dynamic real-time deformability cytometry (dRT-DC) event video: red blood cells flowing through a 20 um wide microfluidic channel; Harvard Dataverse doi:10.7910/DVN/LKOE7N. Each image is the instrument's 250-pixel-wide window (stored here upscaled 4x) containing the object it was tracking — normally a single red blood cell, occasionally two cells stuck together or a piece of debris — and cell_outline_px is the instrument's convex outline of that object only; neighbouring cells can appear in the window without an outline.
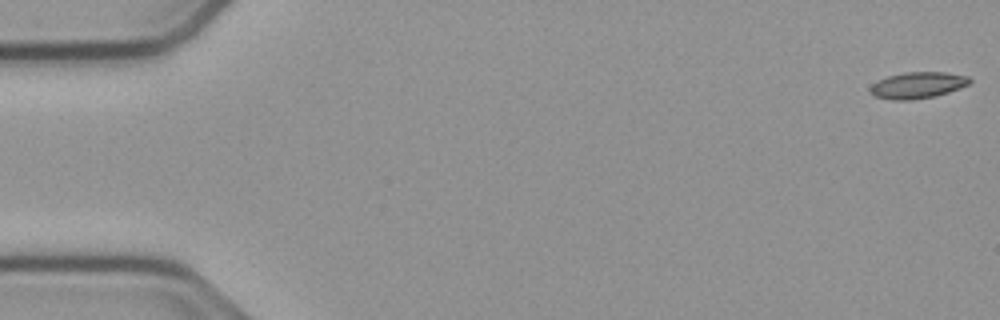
{"species": "common noctule bat (a hibernating species)", "species_latin": "Nyctalus noctula", "temperature_condition": "cold", "stored_images_in_passage": 55, "camera_frame_rate_fps": 3000, "um_per_image_px": 0.085, "animal": {"sex": "male", "body_mass_g": 23.1, "forearm_length_mm": 52.7}, "frame": {"image": 1, "passage_image": 1, "time_ms": 0.0, "image_size_px": [1000, 320], "cell_outline_px": [[972, 80], [968, 84], [960, 88], [936, 96], [912, 100], [892, 100], [876, 96], [868, 88], [872, 84], [888, 76], [904, 72], [944, 72], [968, 76]], "centroid_in_image_um": [78.02, 7.24], "position_along_channel_um": 7.0, "area_um2": 15.2}}
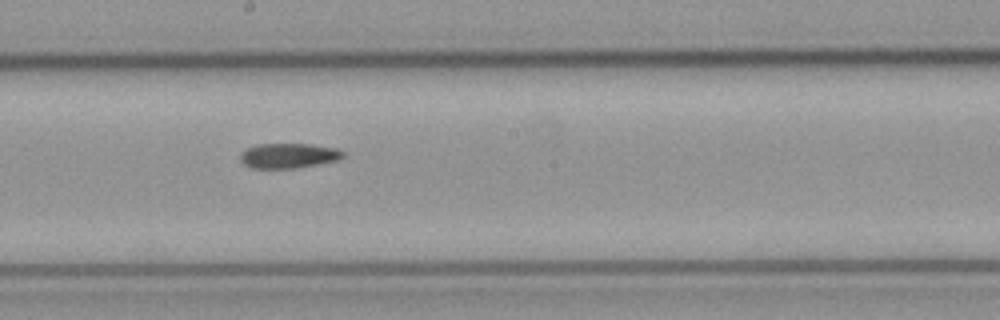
{"frame": {"image": 2, "passage_image": 30, "time_ms": 9.667, "image_size_px": [1000, 320], "cell_outline_px": [[344, 156], [336, 160], [296, 168], [252, 168], [244, 164], [240, 160], [240, 152], [256, 144], [312, 144], [336, 148], [344, 152]], "centroid_in_image_um": [24.49, 13.22], "position_along_channel_um": 223.7, "area_um2": 14.85}}
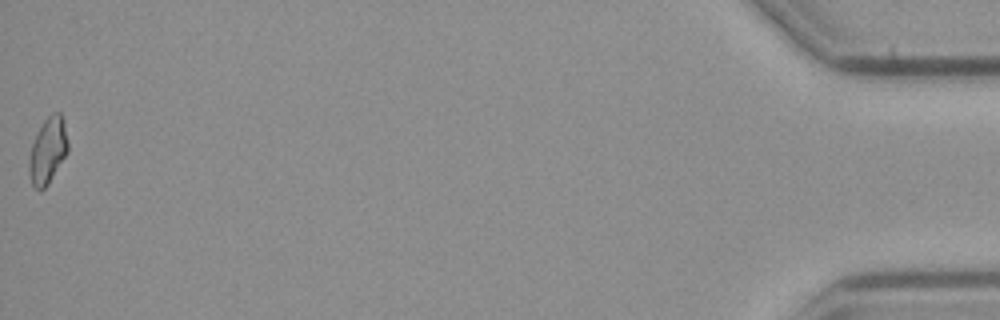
{"frame": {"image": 3, "passage_image": 55, "time_ms": 18.0, "image_size_px": [1000, 320], "cell_outline_px": [[68, 152], [48, 184], [40, 192], [32, 188], [28, 168], [32, 144], [44, 120], [52, 112], [60, 112], [64, 120], [68, 144]], "centroid_in_image_um": [4.07, 12.83], "position_along_channel_um": 431.1, "area_um2": 14.97}}